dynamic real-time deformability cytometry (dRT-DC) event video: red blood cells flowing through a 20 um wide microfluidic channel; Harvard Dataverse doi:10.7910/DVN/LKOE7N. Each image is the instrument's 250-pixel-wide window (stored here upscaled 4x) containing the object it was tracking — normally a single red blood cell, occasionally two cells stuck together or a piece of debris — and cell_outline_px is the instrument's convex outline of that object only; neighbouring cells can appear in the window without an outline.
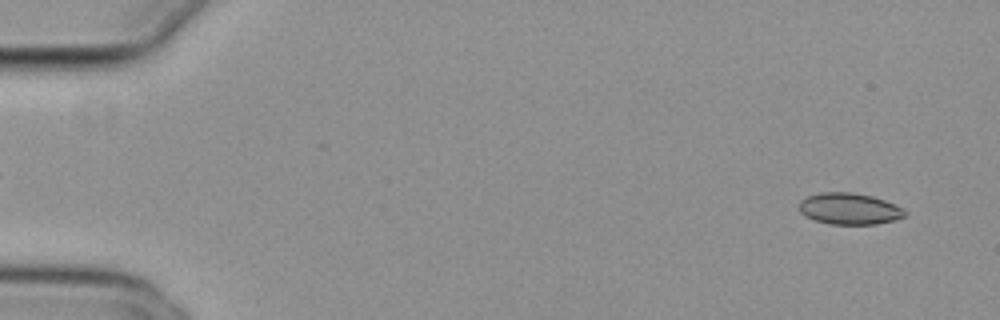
{"species": "common noctule bat (a hibernating species)", "species_latin": "Nyctalus noctula", "temperature_condition": "cold", "stored_images_in_passage": 54, "camera_frame_rate_fps": 3000, "um_per_image_px": 0.085, "animal": {"sex": "female", "body_mass_g": 29.2, "forearm_length_mm": 56.3}, "frame": {"image": 1, "passage_image": 3, "time_ms": 0.667, "image_size_px": [1000, 320], "cell_outline_px": [[908, 212], [904, 216], [896, 220], [876, 224], [828, 224], [804, 216], [800, 212], [800, 200], [808, 196], [820, 192], [852, 192], [872, 196], [884, 200]], "centroid_in_image_um": [72.17, 17.74], "position_along_channel_um": 12.8, "area_um2": 19.31}}
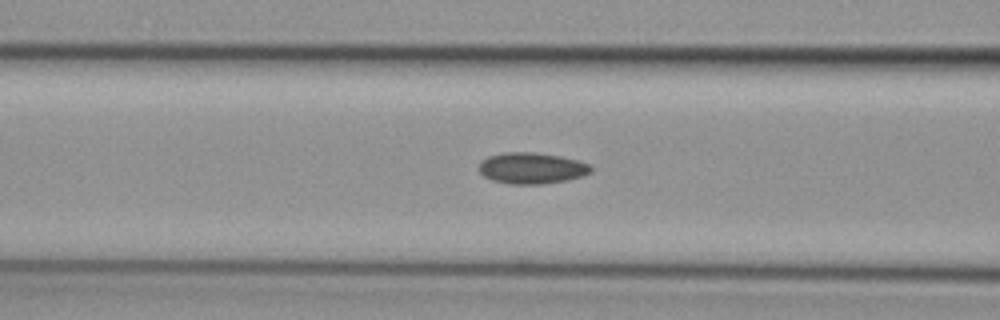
{"frame": {"image": 2, "passage_image": 22, "time_ms": 7.0, "image_size_px": [1000, 320], "cell_outline_px": [[592, 172], [584, 176], [568, 180], [544, 184], [508, 184], [492, 180], [484, 176], [480, 172], [480, 160], [488, 156], [504, 152], [532, 152], [560, 156], [580, 160], [588, 164], [592, 168]], "centroid_in_image_um": [45.21, 14.29], "position_along_channel_um": 121.4, "area_um2": 20.58}}
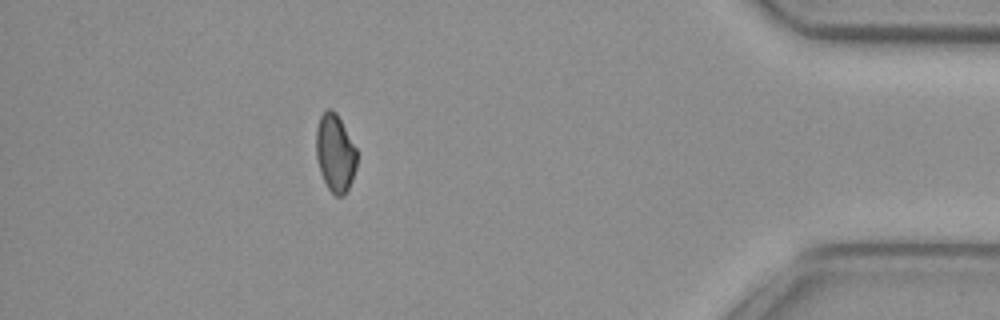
{"frame": {"image": 3, "passage_image": 48, "time_ms": 15.667, "image_size_px": [1000, 320], "cell_outline_px": [[356, 168], [352, 180], [344, 196], [336, 196], [328, 188], [320, 172], [316, 156], [316, 128], [320, 116], [328, 108], [332, 108], [336, 112], [356, 148]], "centroid_in_image_um": [28.48, 13.0], "position_along_channel_um": 406.7, "area_um2": 18.38}, "authors_computed_cell_mechanics": {"area_um2": 19.5075, "velocity_mm_per_s": 3.8508, "shape_relaxation_time_tau1_ms": 11.0221, "shape_relaxation_time_tau2_ms": null, "deformation_change_tau1": 0.1393, "deformation_change_tau2": null}}